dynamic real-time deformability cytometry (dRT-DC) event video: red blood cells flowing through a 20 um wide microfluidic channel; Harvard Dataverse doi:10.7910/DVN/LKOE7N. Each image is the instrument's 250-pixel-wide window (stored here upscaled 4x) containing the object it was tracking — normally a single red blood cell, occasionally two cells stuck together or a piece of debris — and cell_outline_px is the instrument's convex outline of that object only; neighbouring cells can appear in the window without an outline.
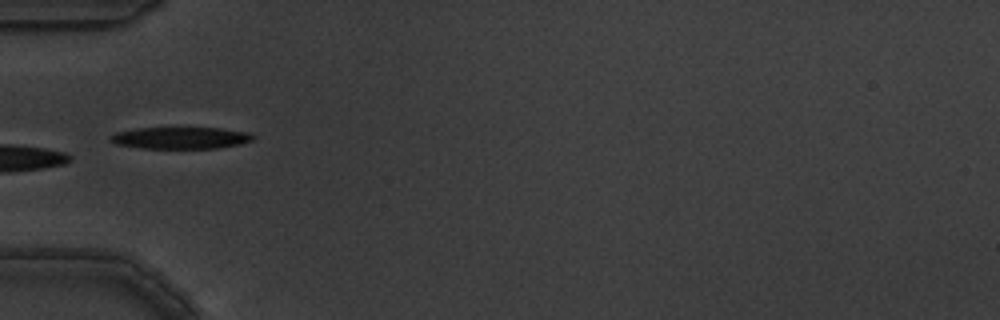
{"species": "common noctule bat (a hibernating species)", "species_latin": "Nyctalus noctula", "temperature_condition": "warm", "stored_images_in_passage": 13, "camera_frame_rate_fps": 3000, "um_per_image_px": 0.085, "animal": {"sex": "male", "body_mass_g": 19.5, "forearm_length_mm": 54.6}, "frame": {"image": 1, "passage_image": 3, "time_ms": 0.667, "image_size_px": [1000, 320], "cell_outline_px": [[256, 136], [252, 140], [240, 144], [220, 148], [144, 148], [116, 144], [108, 140], [108, 136], [116, 132], [136, 128], [220, 128], [252, 132]], "centroid_in_image_um": [15.38, 11.71], "position_along_channel_um": 69.6, "area_um2": 18.26}}